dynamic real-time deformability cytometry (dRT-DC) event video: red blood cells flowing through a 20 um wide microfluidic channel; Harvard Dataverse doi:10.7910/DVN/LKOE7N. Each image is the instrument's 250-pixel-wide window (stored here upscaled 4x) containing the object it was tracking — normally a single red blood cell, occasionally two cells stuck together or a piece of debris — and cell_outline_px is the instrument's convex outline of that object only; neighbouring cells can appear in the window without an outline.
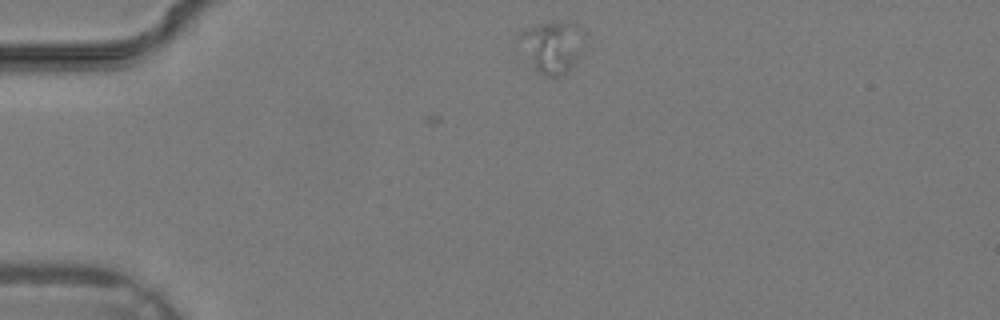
{"species": "common noctule bat (a hibernating species)", "species_latin": "Nyctalus noctula", "temperature_condition": "warm", "stored_images_in_passage": 2, "camera_frame_rate_fps": 3000, "um_per_image_px": 0.085, "animal": {"sex": "male", "body_mass_g": 19.2, "forearm_length_mm": 51.8}, "frame": {"image": 1, "passage_image": 2, "time_ms": 0.333, "image_size_px": [1000, 320], "cell_outline_px": [[584, 40], [580, 56], [560, 76], [540, 76], [536, 72], [516, 40], [524, 28], [536, 24], [560, 20], [576, 20], [580, 24], [584, 32]], "centroid_in_image_um": [46.94, 3.9], "position_along_channel_um": 38.1, "area_um2": 20.35}}